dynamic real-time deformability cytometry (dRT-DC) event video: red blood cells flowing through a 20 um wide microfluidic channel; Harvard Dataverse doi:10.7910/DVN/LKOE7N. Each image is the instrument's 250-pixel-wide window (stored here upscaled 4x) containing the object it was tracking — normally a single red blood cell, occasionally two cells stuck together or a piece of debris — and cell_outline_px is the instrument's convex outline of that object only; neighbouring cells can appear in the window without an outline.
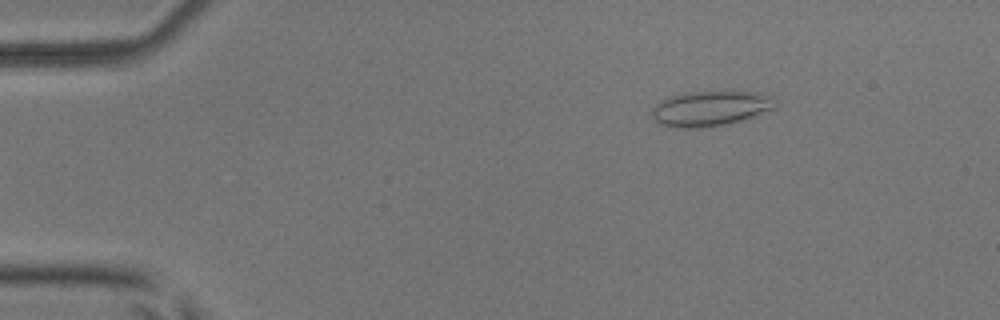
{"species": "common noctule bat (a hibernating species)", "species_latin": "Nyctalus noctula", "temperature_condition": "room temperature", "stored_images_in_passage": 47, "camera_frame_rate_fps": 3000, "um_per_image_px": 0.085, "animal": {"sex": "male", "body_mass_g": 17.9, "forearm_length_mm": 54.2}, "frame": {"image": 1, "passage_image": 3, "time_ms": 0.667, "image_size_px": [1000, 320], "cell_outline_px": [[776, 108], [756, 116], [744, 120], [728, 124], [700, 128], [676, 128], [660, 124], [652, 120], [652, 108], [660, 100], [684, 92], [756, 92], [772, 96], [776, 100]], "centroid_in_image_um": [60.39, 9.23], "position_along_channel_um": 24.6, "area_um2": 25.61}}
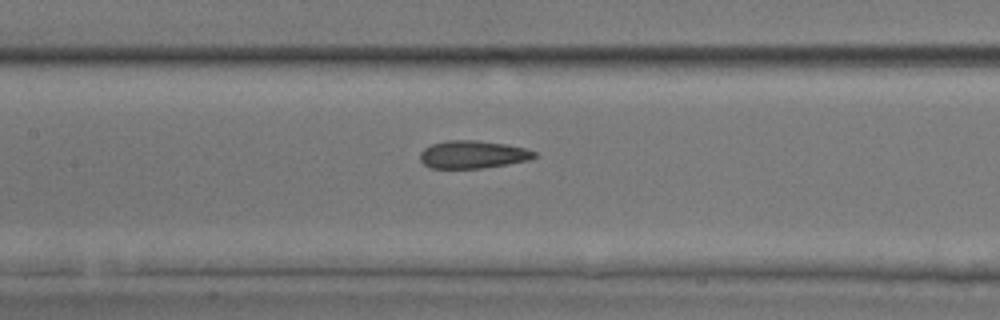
{"frame": {"image": 2, "passage_image": 20, "time_ms": 6.333, "image_size_px": [1000, 320], "cell_outline_px": [[536, 156], [528, 160], [508, 164], [480, 168], [432, 168], [424, 164], [420, 160], [420, 152], [424, 148], [432, 144], [448, 140], [476, 140], [504, 144], [524, 148], [536, 152]], "centroid_in_image_um": [40.16, 13.13], "position_along_channel_um": 167.2, "area_um2": 18.32}}
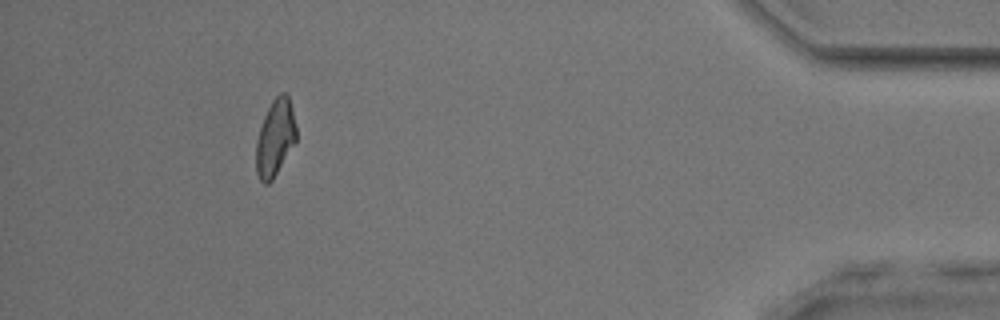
{"frame": {"image": 3, "passage_image": 43, "time_ms": 14.0, "image_size_px": [1000, 320], "cell_outline_px": [[296, 140], [272, 180], [268, 184], [264, 184], [260, 180], [256, 172], [256, 140], [264, 116], [272, 100], [280, 92], [284, 92], [288, 96], [292, 108], [296, 128]], "centroid_in_image_um": [23.38, 11.71], "position_along_channel_um": 411.8, "area_um2": 17.74}, "authors_computed_cell_mechanics": {"area_um2": 18.9584, "velocity_mm_per_s": 3.9406, "shape_relaxation_time_tau1_ms": null, "shape_relaxation_time_tau2_ms": 2.1497, "deformation_change_tau1": null, "deformation_change_tau2": 0.0958}}